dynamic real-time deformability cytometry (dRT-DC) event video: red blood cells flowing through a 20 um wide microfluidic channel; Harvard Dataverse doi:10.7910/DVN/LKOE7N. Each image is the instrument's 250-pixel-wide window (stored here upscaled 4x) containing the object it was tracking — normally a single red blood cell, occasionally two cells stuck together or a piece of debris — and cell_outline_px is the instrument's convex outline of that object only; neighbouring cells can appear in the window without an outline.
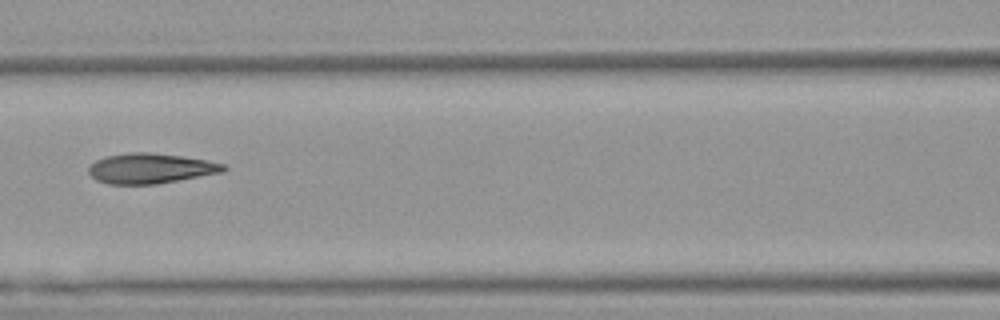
{"species": "Egyptian fruit bat (a non-hibernating species)", "species_latin": "Rousettus aegyptiacus", "temperature_condition": "warm", "stored_images_in_passage": 7, "camera_frame_rate_fps": 3000, "um_per_image_px": 0.085, "animal": {"sex": "female"}, "frame": {"image": 1, "passage_image": 7, "time_ms": 2.0, "image_size_px": [1000, 320], "cell_outline_px": [[228, 168], [224, 172], [156, 184], [108, 184], [96, 180], [88, 172], [88, 168], [96, 160], [108, 156], [128, 152], [148, 152], [180, 156], [204, 160], [224, 164]], "centroid_in_image_um": [12.79, 14.32], "position_along_channel_um": 153.8, "area_um2": 23.52}}